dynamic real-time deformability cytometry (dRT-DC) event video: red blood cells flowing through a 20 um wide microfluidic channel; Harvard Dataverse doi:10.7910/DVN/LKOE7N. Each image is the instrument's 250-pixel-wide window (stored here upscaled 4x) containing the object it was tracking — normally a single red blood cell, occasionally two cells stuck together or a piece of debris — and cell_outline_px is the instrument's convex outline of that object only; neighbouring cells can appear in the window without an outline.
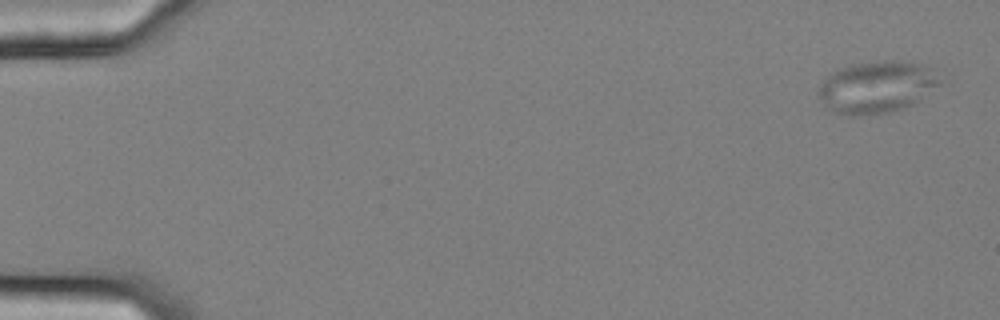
{"species": "common noctule bat (a hibernating species)", "species_latin": "Nyctalus noctula", "temperature_condition": "cold", "stored_images_in_passage": 3, "camera_frame_rate_fps": 3000, "um_per_image_px": 0.085, "animal": {"sex": "female", "body_mass_g": 25.1}, "frame": {"image": 1, "passage_image": 1, "time_ms": 0.0, "image_size_px": [1000, 320], "cell_outline_px": [[944, 80], [940, 84], [912, 104], [888, 112], [852, 116], [848, 116], [836, 112], [828, 108], [816, 92], [824, 80], [832, 72], [848, 64], [876, 60], [900, 60], [920, 64], [932, 68]], "centroid_in_image_um": [74.53, 7.36], "position_along_channel_um": 10.5, "area_um2": 36.76}}